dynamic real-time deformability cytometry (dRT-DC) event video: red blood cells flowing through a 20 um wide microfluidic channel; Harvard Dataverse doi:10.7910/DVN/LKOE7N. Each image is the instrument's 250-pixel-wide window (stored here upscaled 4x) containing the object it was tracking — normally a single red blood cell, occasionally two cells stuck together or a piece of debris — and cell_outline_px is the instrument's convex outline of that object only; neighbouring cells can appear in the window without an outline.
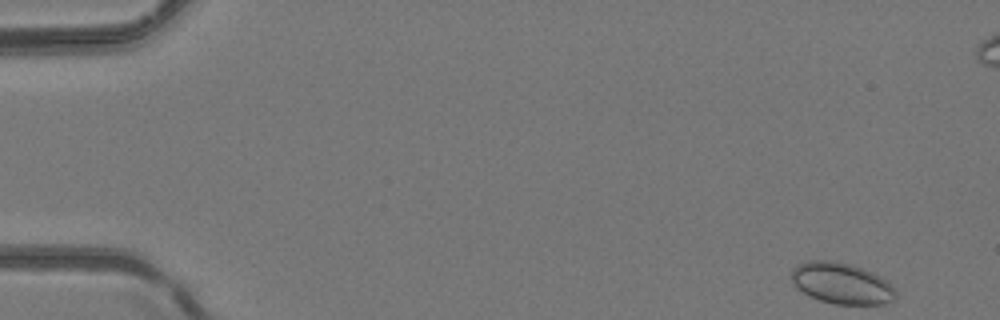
{"species": "common noctule bat (a hibernating species)", "species_latin": "Nyctalus noctula", "temperature_condition": "room temperature", "stored_images_in_passage": 48, "camera_frame_rate_fps": 3000, "um_per_image_px": 0.085, "animal": {"sex": "female", "body_mass_g": 24.6, "forearm_length_mm": 56.2}, "frame": {"image": 1, "passage_image": 1, "time_ms": 0.0, "image_size_px": [1000, 320], "cell_outline_px": [[896, 296], [892, 300], [884, 304], [832, 304], [808, 296], [796, 288], [792, 280], [792, 268], [796, 264], [808, 260], [828, 260], [848, 264], [860, 268], [880, 276], [896, 292]], "centroid_in_image_um": [71.46, 24.09], "position_along_channel_um": 13.5, "area_um2": 24.8}}
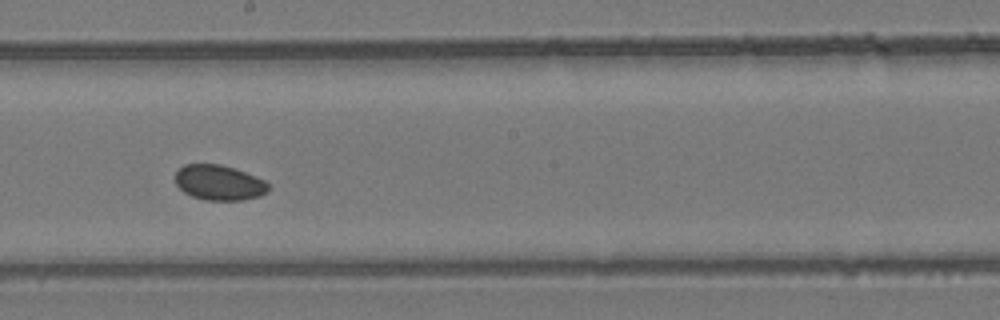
{"frame": {"image": 2, "passage_image": 26, "time_ms": 8.333, "image_size_px": [1000, 320], "cell_outline_px": [[268, 192], [260, 196], [244, 200], [204, 200], [192, 196], [184, 192], [176, 184], [176, 172], [184, 164], [220, 164], [236, 168], [256, 176], [264, 180], [268, 184]], "centroid_in_image_um": [18.64, 15.52], "position_along_channel_um": 229.6, "area_um2": 19.19}}
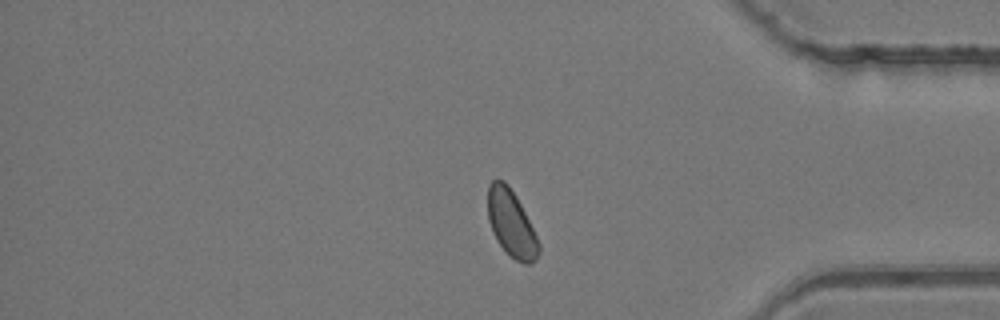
{"frame": {"image": 3, "passage_image": 39, "time_ms": 12.667, "image_size_px": [1000, 320], "cell_outline_px": [[540, 252], [536, 260], [532, 264], [524, 264], [516, 260], [496, 240], [492, 232], [488, 220], [488, 184], [492, 180], [504, 180], [508, 184], [516, 196], [540, 244]], "centroid_in_image_um": [43.45, 19.0], "position_along_channel_um": 391.7, "area_um2": 19.59}}